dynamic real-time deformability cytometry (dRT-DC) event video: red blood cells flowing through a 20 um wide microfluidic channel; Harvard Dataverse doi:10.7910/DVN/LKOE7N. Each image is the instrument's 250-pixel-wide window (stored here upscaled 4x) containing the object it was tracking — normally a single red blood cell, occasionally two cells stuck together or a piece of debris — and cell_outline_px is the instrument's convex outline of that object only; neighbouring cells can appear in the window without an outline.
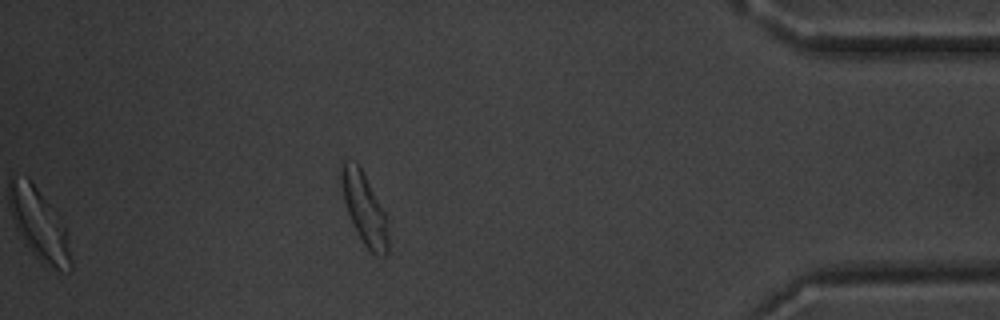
{"species": "common noctule bat (a hibernating species)", "species_latin": "Nyctalus noctula", "temperature_condition": "warm", "stored_images_in_passage": 49, "segment_of_instrument_passage": [2, 2], "camera_frame_rate_fps": 3000, "um_per_image_px": 0.085, "animal": {"sex": "male", "body_mass_g": 20.1, "forearm_length_mm": 53.5}, "frame": {"image": 1, "passage_image": 49, "time_ms": 16.0, "image_size_px": [1000, 320], "cell_outline_px": [[388, 256], [376, 256], [364, 244], [348, 212], [344, 200], [340, 180], [340, 160], [356, 160], [388, 216]], "centroid_in_image_um": [30.99, 17.68], "position_along_channel_um": 404.2, "area_um2": 19.71}}